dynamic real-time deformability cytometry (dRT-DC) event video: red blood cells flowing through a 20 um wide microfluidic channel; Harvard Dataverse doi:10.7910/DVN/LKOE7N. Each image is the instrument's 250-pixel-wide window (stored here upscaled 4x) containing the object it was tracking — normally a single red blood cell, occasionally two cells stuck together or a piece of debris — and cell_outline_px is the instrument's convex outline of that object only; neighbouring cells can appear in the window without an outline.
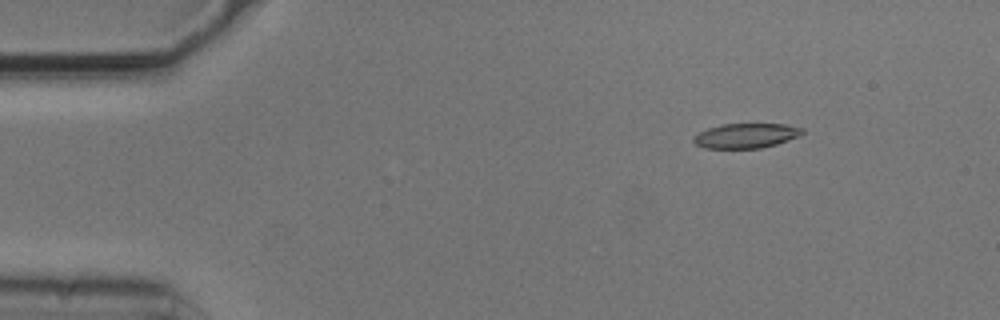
{"species": "common noctule bat (a hibernating species)", "species_latin": "Nyctalus noctula", "temperature_condition": "cold", "stored_images_in_passage": 5, "camera_frame_rate_fps": 3000, "um_per_image_px": 0.085, "animal": {"sex": "male", "body_mass_g": 20.5, "forearm_length_mm": 52.5}, "frame": {"image": 1, "passage_image": 1, "time_ms": 0.0, "image_size_px": [1000, 320], "cell_outline_px": [[804, 132], [800, 136], [776, 144], [760, 148], [704, 148], [696, 144], [692, 140], [700, 132], [708, 128], [724, 124], [784, 124], [804, 128]], "centroid_in_image_um": [63.44, 11.53], "position_along_channel_um": 21.6, "area_um2": 15.55}}
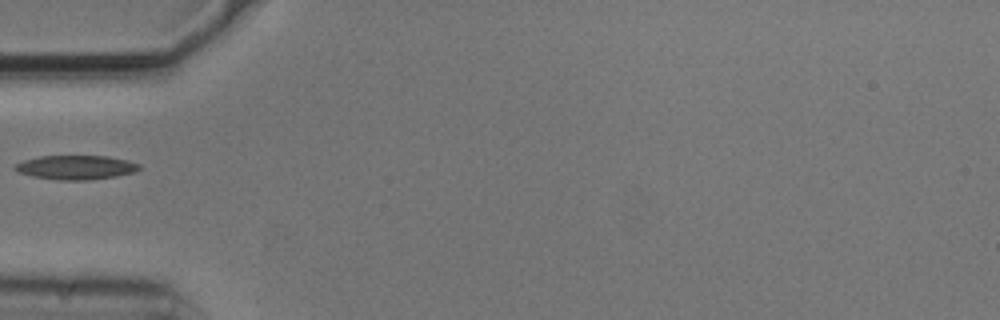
{"frame": {"image": 2, "passage_image": 4, "time_ms": 1.0, "image_size_px": [1000, 320], "cell_outline_px": [[140, 168], [132, 172], [116, 176], [88, 180], [60, 180], [32, 176], [20, 172], [12, 168], [16, 164], [24, 160], [40, 156], [108, 156], [128, 160], [140, 164]], "centroid_in_image_um": [6.45, 14.22], "position_along_channel_um": 78.5, "area_um2": 17.34}}
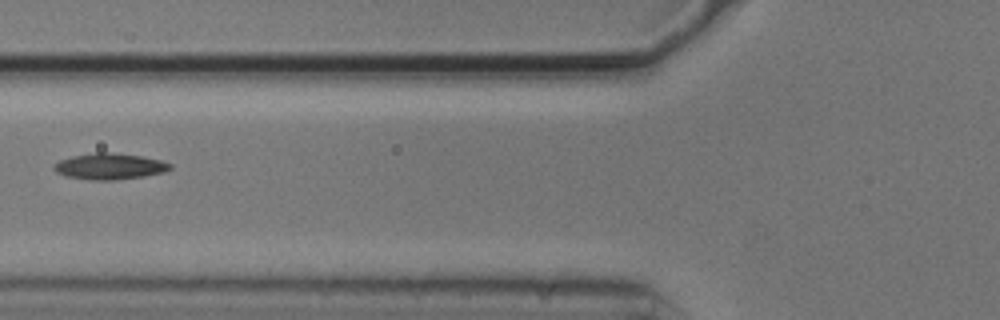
{"frame": {"image": 3, "passage_image": 5, "time_ms": 1.333, "image_size_px": [1000, 320], "cell_outline_px": [[172, 168], [164, 172], [144, 176], [116, 180], [88, 180], [64, 176], [56, 172], [52, 168], [60, 160], [72, 156], [96, 152], [112, 152], [140, 156], [160, 160], [172, 164]], "centroid_in_image_um": [9.31, 14.14], "position_along_channel_um": 116.5, "area_um2": 17.74}}